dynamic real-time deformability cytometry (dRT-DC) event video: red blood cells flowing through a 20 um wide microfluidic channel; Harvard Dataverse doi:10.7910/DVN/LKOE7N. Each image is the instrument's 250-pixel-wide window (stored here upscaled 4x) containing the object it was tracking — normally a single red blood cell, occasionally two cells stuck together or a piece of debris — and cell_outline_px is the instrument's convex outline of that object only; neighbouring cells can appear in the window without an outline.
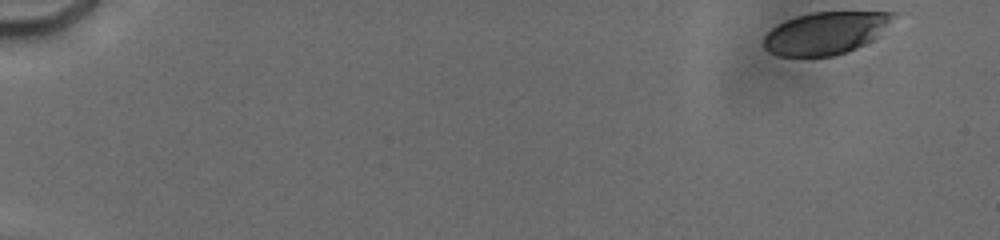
{"species": "human", "species_latin": "Homo sapiens", "temperature_condition": "cold", "stored_images_in_passage": 48, "camera_frame_rate_fps": 3000, "um_per_image_px": 0.085, "donor": {"sex": "male"}, "frame": {"image": 1, "passage_image": 1, "time_ms": 0.0, "image_size_px": [1000, 240], "cell_outline_px": [[896, 12], [872, 40], [856, 48], [832, 56], [780, 56], [764, 48], [764, 36], [776, 24], [784, 20], [796, 16], [812, 12]], "centroid_in_image_um": [70.08, 2.81], "position_along_channel_um": 14.9, "area_um2": 31.33}}
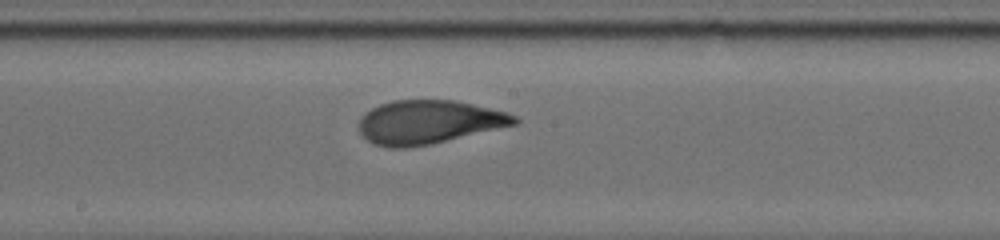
{"frame": {"image": 2, "passage_image": 25, "time_ms": 9.667, "image_size_px": [1000, 240], "cell_outline_px": [[520, 120], [516, 124], [432, 144], [404, 148], [388, 148], [376, 144], [368, 140], [360, 132], [360, 116], [364, 112], [380, 104], [392, 100], [456, 100], [504, 112], [516, 116]], "centroid_in_image_um": [36.41, 10.38], "position_along_channel_um": 211.8, "area_um2": 39.3}}
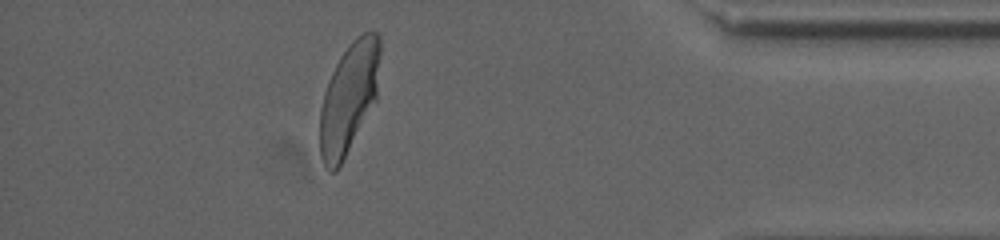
{"frame": {"image": 3, "passage_image": 43, "time_ms": 15.667, "image_size_px": [1000, 240], "cell_outline_px": [[380, 56], [376, 100], [336, 172], [328, 172], [324, 168], [320, 156], [320, 108], [324, 92], [328, 80], [340, 56], [348, 44], [356, 36], [364, 32], [376, 32], [380, 36]], "centroid_in_image_um": [29.64, 8.32], "position_along_channel_um": 405.6, "area_um2": 38.9}, "authors_computed_cell_mechanics": {"area_um2": 38.8994, "velocity_mm_per_s": 3.7713, "shape_relaxation_time_tau1_ms": 3.2387, "shape_relaxation_time_tau2_ms": 0.7202, "deformation_change_tau1": 0.1552, "deformation_change_tau2": 0.0604}}